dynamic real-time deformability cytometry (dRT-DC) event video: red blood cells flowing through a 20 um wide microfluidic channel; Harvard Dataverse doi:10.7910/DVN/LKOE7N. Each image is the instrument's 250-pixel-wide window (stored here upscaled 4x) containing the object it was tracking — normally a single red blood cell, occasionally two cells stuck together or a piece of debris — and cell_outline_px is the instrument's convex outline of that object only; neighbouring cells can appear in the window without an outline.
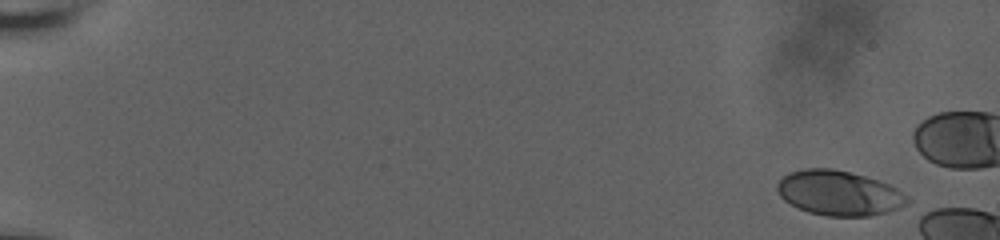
{"species": "human", "species_latin": "Homo sapiens", "temperature_condition": "room temperature", "stored_images_in_passage": 36, "camera_frame_rate_fps": 3000, "um_per_image_px": 0.085, "donor": {"sex": "male"}, "frame": {"image": 1, "passage_image": 1, "time_ms": 0.0, "image_size_px": [1000, 240], "cell_outline_px": [[912, 208], [868, 216], [828, 216], [808, 212], [784, 200], [780, 196], [776, 188], [776, 184], [788, 172], [804, 168], [832, 168], [864, 176], [888, 184], [896, 188], [908, 196], [912, 200]], "centroid_in_image_um": [71.41, 16.43], "position_along_channel_um": 13.6, "area_um2": 34.56}}
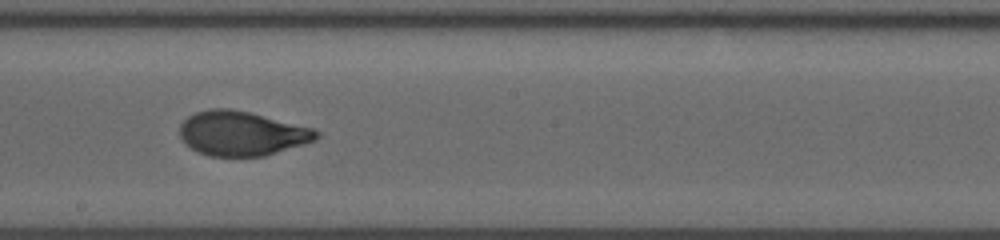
{"frame": {"image": 2, "passage_image": 20, "time_ms": 6.333, "image_size_px": [1000, 240], "cell_outline_px": [[320, 136], [316, 140], [304, 144], [264, 156], [208, 156], [196, 152], [180, 136], [180, 124], [188, 116], [196, 112], [208, 108], [232, 108], [312, 128], [320, 132]], "centroid_in_image_um": [20.54, 11.34], "position_along_channel_um": 227.7, "area_um2": 35.26}}
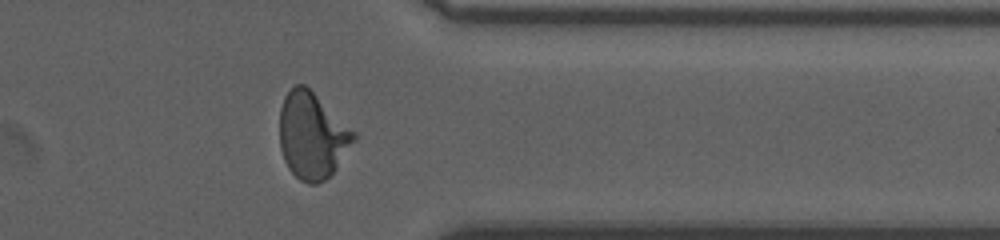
{"frame": {"image": 3, "passage_image": 31, "time_ms": 10.0, "image_size_px": [1000, 240], "cell_outline_px": [[356, 140], [336, 168], [324, 180], [316, 184], [308, 184], [300, 180], [288, 168], [284, 160], [280, 148], [280, 108], [284, 96], [296, 84], [304, 84], [356, 132]], "centroid_in_image_um": [26.53, 11.53], "position_along_channel_um": 384.9, "area_um2": 37.11}}